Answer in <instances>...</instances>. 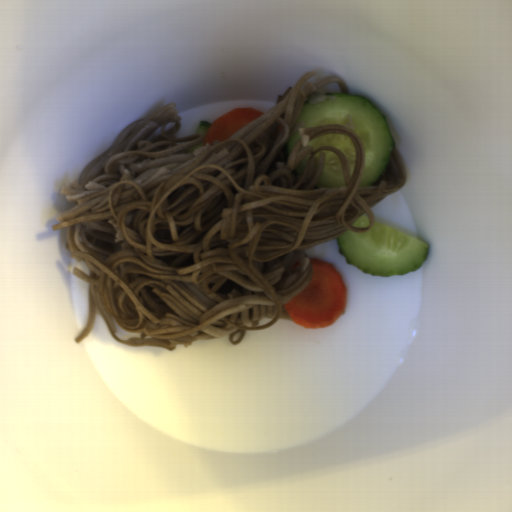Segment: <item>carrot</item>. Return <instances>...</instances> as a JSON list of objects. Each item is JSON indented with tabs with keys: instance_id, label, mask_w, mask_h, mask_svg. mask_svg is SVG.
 Segmentation results:
<instances>
[{
	"instance_id": "b8716197",
	"label": "carrot",
	"mask_w": 512,
	"mask_h": 512,
	"mask_svg": "<svg viewBox=\"0 0 512 512\" xmlns=\"http://www.w3.org/2000/svg\"><path fill=\"white\" fill-rule=\"evenodd\" d=\"M312 276L307 285L283 304L294 324L304 328L332 325L346 312L347 287L339 271L321 259H310Z\"/></svg>"
},
{
	"instance_id": "cead05ca",
	"label": "carrot",
	"mask_w": 512,
	"mask_h": 512,
	"mask_svg": "<svg viewBox=\"0 0 512 512\" xmlns=\"http://www.w3.org/2000/svg\"><path fill=\"white\" fill-rule=\"evenodd\" d=\"M263 112L251 107L234 109L215 120L204 135L203 143H221L234 133L263 116Z\"/></svg>"
}]
</instances>
